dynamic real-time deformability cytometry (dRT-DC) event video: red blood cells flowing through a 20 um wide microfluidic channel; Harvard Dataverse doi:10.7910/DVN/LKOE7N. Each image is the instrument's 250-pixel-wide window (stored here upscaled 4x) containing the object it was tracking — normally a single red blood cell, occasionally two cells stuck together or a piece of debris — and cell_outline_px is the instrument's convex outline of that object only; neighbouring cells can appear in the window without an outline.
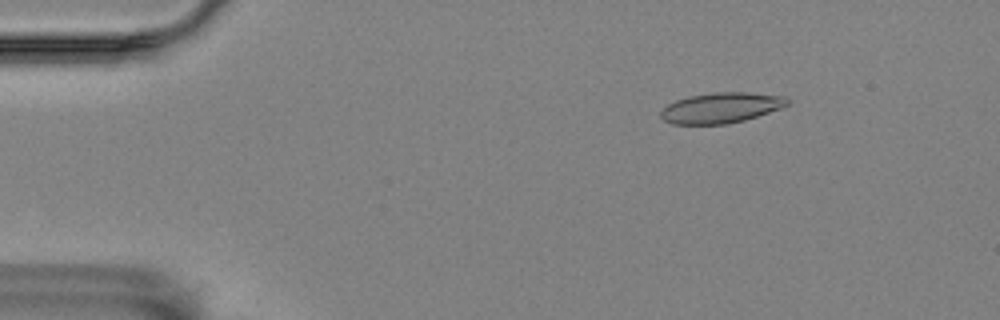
{"species": "Egyptian fruit bat (a non-hibernating species)", "species_latin": "Rousettus aegyptiacus", "temperature_condition": "room temperature", "stored_images_in_passage": 56, "camera_frame_rate_fps": 3000, "um_per_image_px": 0.085, "animal": {"sex": "female"}, "frame": {"image": 1, "passage_image": 8, "time_ms": 2.333, "image_size_px": [1000, 320], "cell_outline_px": [[788, 104], [780, 108], [744, 120], [728, 124], [672, 124], [664, 120], [660, 116], [660, 112], [668, 104], [676, 100], [688, 96], [712, 92], [748, 92], [784, 96], [788, 100]], "centroid_in_image_um": [61.26, 9.16], "position_along_channel_um": 23.7, "area_um2": 22.37}}
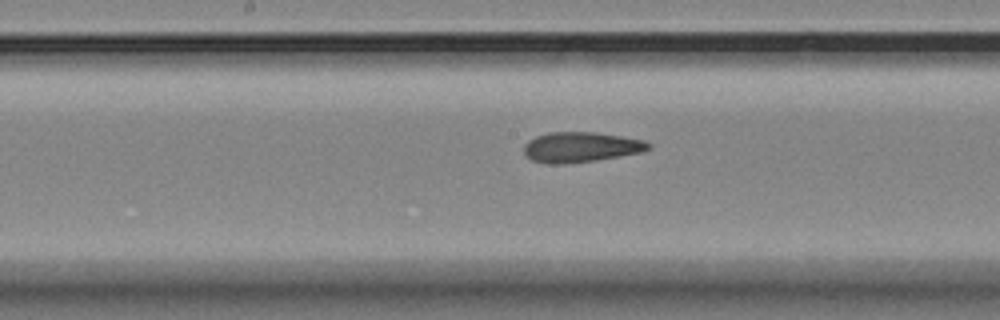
{"frame": {"image": 2, "passage_image": 29, "time_ms": 9.333, "image_size_px": [1000, 320], "cell_outline_px": [[652, 148], [644, 152], [596, 160], [564, 164], [552, 164], [532, 160], [524, 152], [524, 144], [528, 140], [536, 136], [548, 132], [596, 132], [644, 140], [652, 144]], "centroid_in_image_um": [49.4, 12.5], "position_along_channel_um": 198.8, "area_um2": 22.02}}
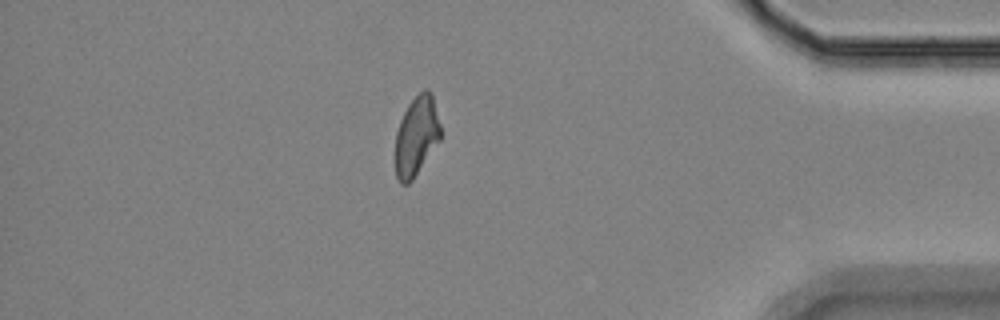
{"frame": {"image": 3, "passage_image": 49, "time_ms": 16.0, "image_size_px": [1000, 320], "cell_outline_px": [[440, 140], [412, 180], [408, 184], [400, 184], [396, 176], [396, 132], [400, 120], [408, 104], [424, 88], [428, 88], [432, 96], [440, 124]], "centroid_in_image_um": [35.39, 11.57], "position_along_channel_um": 399.8, "area_um2": 20.69}, "authors_computed_cell_mechanics": {"area_um2": 21.9062, "velocity_mm_per_s": 3.5206, "shape_relaxation_time_tau1_ms": null, "shape_relaxation_time_tau2_ms": 3.3331, "deformation_change_tau1": null, "deformation_change_tau2": 0.106}}